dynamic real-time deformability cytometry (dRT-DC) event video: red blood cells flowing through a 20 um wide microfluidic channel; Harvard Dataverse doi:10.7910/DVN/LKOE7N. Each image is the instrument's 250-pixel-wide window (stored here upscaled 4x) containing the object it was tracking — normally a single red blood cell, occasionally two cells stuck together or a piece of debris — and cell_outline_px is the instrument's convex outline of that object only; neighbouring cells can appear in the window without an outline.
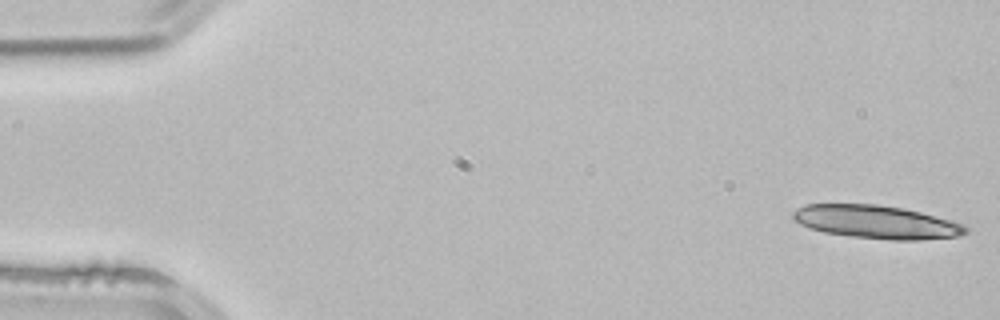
{"species": "common noctule bat (a hibernating species)", "species_latin": "Nyctalus noctula", "temperature_condition": "room temperature", "stored_images_in_passage": 20, "camera_frame_rate_fps": 3000, "um_per_image_px": 0.085, "animal": {"sex": "male", "body_mass_g": 21.5, "forearm_length_mm": 52.0}, "frame": {"image": 1, "passage_image": 1, "time_ms": 0.0, "image_size_px": [1000, 320], "cell_outline_px": [[968, 232], [960, 236], [920, 240], [892, 240], [852, 236], [824, 232], [808, 228], [800, 224], [792, 216], [792, 212], [796, 208], [804, 204], [876, 204], [904, 208], [952, 220], [964, 224], [968, 228]], "centroid_in_image_um": [74.51, 18.86], "position_along_channel_um": 10.5, "area_um2": 33.58}}
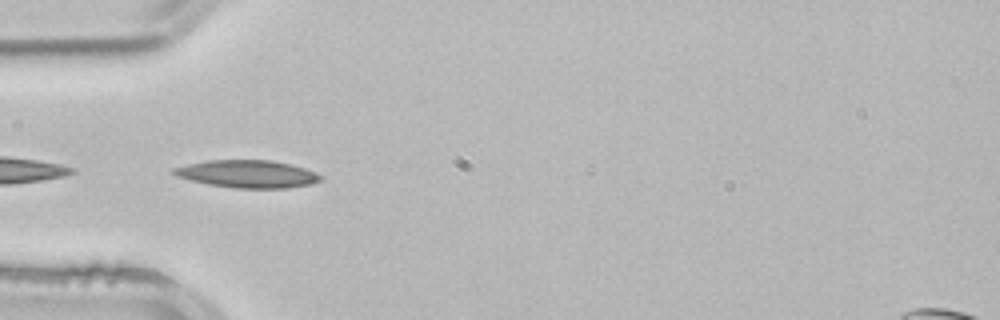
{"frame": {"image": 2, "passage_image": 16, "time_ms": 5.0, "image_size_px": [1000, 320], "cell_outline_px": [[324, 180], [308, 184], [288, 188], [236, 188], [208, 184], [176, 176], [172, 172], [172, 168], [188, 164], [208, 160], [272, 160], [292, 164], [316, 172], [324, 176]], "centroid_in_image_um": [21.08, 14.78], "position_along_channel_um": 63.9, "area_um2": 23.64}}